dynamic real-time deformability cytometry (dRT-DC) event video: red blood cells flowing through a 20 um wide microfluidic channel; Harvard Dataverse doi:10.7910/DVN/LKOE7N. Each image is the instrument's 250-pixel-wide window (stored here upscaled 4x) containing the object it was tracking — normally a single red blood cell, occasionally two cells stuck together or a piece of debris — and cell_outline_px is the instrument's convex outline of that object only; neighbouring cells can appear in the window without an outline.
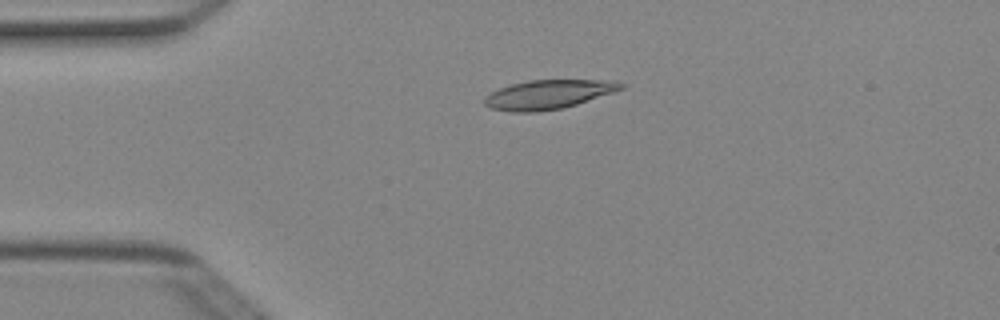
{"species": "Egyptian fruit bat (a non-hibernating species)", "species_latin": "Rousettus aegyptiacus", "temperature_condition": "cold", "stored_images_in_passage": 4, "camera_frame_rate_fps": 3000, "um_per_image_px": 0.085, "animal": {"sex": "female"}, "frame": {"image": 1, "passage_image": 3, "time_ms": 0.667, "image_size_px": [1000, 320], "cell_outline_px": [[624, 88], [564, 108], [540, 112], [512, 112], [492, 108], [484, 104], [484, 96], [500, 88], [512, 84], [528, 80], [616, 80], [624, 84]], "centroid_in_image_um": [46.59, 8.03], "position_along_channel_um": 38.4, "area_um2": 23.06}}